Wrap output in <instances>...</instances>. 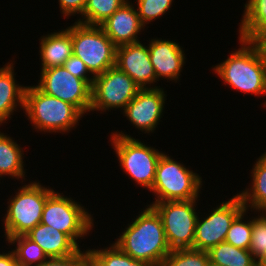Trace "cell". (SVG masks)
<instances>
[{
	"label": "cell",
	"mask_w": 266,
	"mask_h": 266,
	"mask_svg": "<svg viewBox=\"0 0 266 266\" xmlns=\"http://www.w3.org/2000/svg\"><path fill=\"white\" fill-rule=\"evenodd\" d=\"M250 212L253 213H251L252 235L249 251L252 253L253 257L260 262L266 255V212Z\"/></svg>",
	"instance_id": "cell-30"
},
{
	"label": "cell",
	"mask_w": 266,
	"mask_h": 266,
	"mask_svg": "<svg viewBox=\"0 0 266 266\" xmlns=\"http://www.w3.org/2000/svg\"><path fill=\"white\" fill-rule=\"evenodd\" d=\"M147 41L149 56L154 67L158 81L180 82L181 72L186 65V54L184 47L175 41L162 38H151ZM149 42V43H148Z\"/></svg>",
	"instance_id": "cell-14"
},
{
	"label": "cell",
	"mask_w": 266,
	"mask_h": 266,
	"mask_svg": "<svg viewBox=\"0 0 266 266\" xmlns=\"http://www.w3.org/2000/svg\"><path fill=\"white\" fill-rule=\"evenodd\" d=\"M259 266H266V255L264 258L259 262Z\"/></svg>",
	"instance_id": "cell-36"
},
{
	"label": "cell",
	"mask_w": 266,
	"mask_h": 266,
	"mask_svg": "<svg viewBox=\"0 0 266 266\" xmlns=\"http://www.w3.org/2000/svg\"><path fill=\"white\" fill-rule=\"evenodd\" d=\"M200 199L151 202L162 220L171 250L193 248Z\"/></svg>",
	"instance_id": "cell-9"
},
{
	"label": "cell",
	"mask_w": 266,
	"mask_h": 266,
	"mask_svg": "<svg viewBox=\"0 0 266 266\" xmlns=\"http://www.w3.org/2000/svg\"><path fill=\"white\" fill-rule=\"evenodd\" d=\"M209 262L208 252L186 248L171 250L162 266H207Z\"/></svg>",
	"instance_id": "cell-29"
},
{
	"label": "cell",
	"mask_w": 266,
	"mask_h": 266,
	"mask_svg": "<svg viewBox=\"0 0 266 266\" xmlns=\"http://www.w3.org/2000/svg\"><path fill=\"white\" fill-rule=\"evenodd\" d=\"M145 207V208H144ZM113 242L133 259L152 266H162L171 249L166 239L162 220L151 205H144Z\"/></svg>",
	"instance_id": "cell-1"
},
{
	"label": "cell",
	"mask_w": 266,
	"mask_h": 266,
	"mask_svg": "<svg viewBox=\"0 0 266 266\" xmlns=\"http://www.w3.org/2000/svg\"><path fill=\"white\" fill-rule=\"evenodd\" d=\"M189 167L164 151L157 163L154 184L149 191L155 196L152 202L199 199L205 181Z\"/></svg>",
	"instance_id": "cell-6"
},
{
	"label": "cell",
	"mask_w": 266,
	"mask_h": 266,
	"mask_svg": "<svg viewBox=\"0 0 266 266\" xmlns=\"http://www.w3.org/2000/svg\"><path fill=\"white\" fill-rule=\"evenodd\" d=\"M25 235L37 243L48 258L68 257L80 249L66 234L43 223H39Z\"/></svg>",
	"instance_id": "cell-19"
},
{
	"label": "cell",
	"mask_w": 266,
	"mask_h": 266,
	"mask_svg": "<svg viewBox=\"0 0 266 266\" xmlns=\"http://www.w3.org/2000/svg\"><path fill=\"white\" fill-rule=\"evenodd\" d=\"M86 248L89 252V266H152L145 261L133 259L111 242L103 248Z\"/></svg>",
	"instance_id": "cell-23"
},
{
	"label": "cell",
	"mask_w": 266,
	"mask_h": 266,
	"mask_svg": "<svg viewBox=\"0 0 266 266\" xmlns=\"http://www.w3.org/2000/svg\"><path fill=\"white\" fill-rule=\"evenodd\" d=\"M64 195L54 190L48 196L40 223L51 226L66 234L81 248L83 247V245H80L82 240H85V237L88 238L91 235L90 232L92 233V230H94L95 218L91 211L81 202H77L70 195Z\"/></svg>",
	"instance_id": "cell-7"
},
{
	"label": "cell",
	"mask_w": 266,
	"mask_h": 266,
	"mask_svg": "<svg viewBox=\"0 0 266 266\" xmlns=\"http://www.w3.org/2000/svg\"><path fill=\"white\" fill-rule=\"evenodd\" d=\"M100 27L117 47L139 42L141 32L146 30L134 3H124Z\"/></svg>",
	"instance_id": "cell-16"
},
{
	"label": "cell",
	"mask_w": 266,
	"mask_h": 266,
	"mask_svg": "<svg viewBox=\"0 0 266 266\" xmlns=\"http://www.w3.org/2000/svg\"><path fill=\"white\" fill-rule=\"evenodd\" d=\"M35 85L43 93L74 105L84 116L91 107V85L72 75L64 66L42 69ZM87 114V115H85Z\"/></svg>",
	"instance_id": "cell-12"
},
{
	"label": "cell",
	"mask_w": 266,
	"mask_h": 266,
	"mask_svg": "<svg viewBox=\"0 0 266 266\" xmlns=\"http://www.w3.org/2000/svg\"><path fill=\"white\" fill-rule=\"evenodd\" d=\"M12 59L0 67V127L5 123L8 124L15 112L24 110L26 85L16 80L17 73L14 66L16 61L14 57Z\"/></svg>",
	"instance_id": "cell-17"
},
{
	"label": "cell",
	"mask_w": 266,
	"mask_h": 266,
	"mask_svg": "<svg viewBox=\"0 0 266 266\" xmlns=\"http://www.w3.org/2000/svg\"><path fill=\"white\" fill-rule=\"evenodd\" d=\"M124 3L120 0H88L78 23L89 26H100L112 16Z\"/></svg>",
	"instance_id": "cell-26"
},
{
	"label": "cell",
	"mask_w": 266,
	"mask_h": 266,
	"mask_svg": "<svg viewBox=\"0 0 266 266\" xmlns=\"http://www.w3.org/2000/svg\"><path fill=\"white\" fill-rule=\"evenodd\" d=\"M209 261L218 266H259L249 250L222 242L208 251Z\"/></svg>",
	"instance_id": "cell-24"
},
{
	"label": "cell",
	"mask_w": 266,
	"mask_h": 266,
	"mask_svg": "<svg viewBox=\"0 0 266 266\" xmlns=\"http://www.w3.org/2000/svg\"><path fill=\"white\" fill-rule=\"evenodd\" d=\"M37 266H89V252L88 249L80 248L71 256L48 258L44 263Z\"/></svg>",
	"instance_id": "cell-31"
},
{
	"label": "cell",
	"mask_w": 266,
	"mask_h": 266,
	"mask_svg": "<svg viewBox=\"0 0 266 266\" xmlns=\"http://www.w3.org/2000/svg\"><path fill=\"white\" fill-rule=\"evenodd\" d=\"M23 113L32 129L42 134L70 133L84 117L74 105L43 93L35 83L26 86Z\"/></svg>",
	"instance_id": "cell-3"
},
{
	"label": "cell",
	"mask_w": 266,
	"mask_h": 266,
	"mask_svg": "<svg viewBox=\"0 0 266 266\" xmlns=\"http://www.w3.org/2000/svg\"><path fill=\"white\" fill-rule=\"evenodd\" d=\"M142 40L118 46L116 63L120 70L125 72L141 88H158V80L154 67L151 64L148 45ZM156 83V84H155Z\"/></svg>",
	"instance_id": "cell-15"
},
{
	"label": "cell",
	"mask_w": 266,
	"mask_h": 266,
	"mask_svg": "<svg viewBox=\"0 0 266 266\" xmlns=\"http://www.w3.org/2000/svg\"><path fill=\"white\" fill-rule=\"evenodd\" d=\"M207 266H218V265H215V264L209 262V264Z\"/></svg>",
	"instance_id": "cell-39"
},
{
	"label": "cell",
	"mask_w": 266,
	"mask_h": 266,
	"mask_svg": "<svg viewBox=\"0 0 266 266\" xmlns=\"http://www.w3.org/2000/svg\"><path fill=\"white\" fill-rule=\"evenodd\" d=\"M109 137L118 164L128 179L150 191L154 184L157 163L164 152L122 130L111 131Z\"/></svg>",
	"instance_id": "cell-5"
},
{
	"label": "cell",
	"mask_w": 266,
	"mask_h": 266,
	"mask_svg": "<svg viewBox=\"0 0 266 266\" xmlns=\"http://www.w3.org/2000/svg\"><path fill=\"white\" fill-rule=\"evenodd\" d=\"M8 243V244H7ZM6 244L14 246L10 248L19 266H37L44 263L48 257L42 248L26 235H17L6 240Z\"/></svg>",
	"instance_id": "cell-25"
},
{
	"label": "cell",
	"mask_w": 266,
	"mask_h": 266,
	"mask_svg": "<svg viewBox=\"0 0 266 266\" xmlns=\"http://www.w3.org/2000/svg\"><path fill=\"white\" fill-rule=\"evenodd\" d=\"M243 7L238 38L251 42L260 32L266 31V0H247Z\"/></svg>",
	"instance_id": "cell-22"
},
{
	"label": "cell",
	"mask_w": 266,
	"mask_h": 266,
	"mask_svg": "<svg viewBox=\"0 0 266 266\" xmlns=\"http://www.w3.org/2000/svg\"><path fill=\"white\" fill-rule=\"evenodd\" d=\"M141 88L117 66L94 77L91 87L90 112L101 114L111 110L123 111Z\"/></svg>",
	"instance_id": "cell-10"
},
{
	"label": "cell",
	"mask_w": 266,
	"mask_h": 266,
	"mask_svg": "<svg viewBox=\"0 0 266 266\" xmlns=\"http://www.w3.org/2000/svg\"><path fill=\"white\" fill-rule=\"evenodd\" d=\"M244 209L242 199L236 193L228 201L218 203L212 210L209 208L204 215L199 211L193 249L208 252L219 243L225 242L232 222Z\"/></svg>",
	"instance_id": "cell-11"
},
{
	"label": "cell",
	"mask_w": 266,
	"mask_h": 266,
	"mask_svg": "<svg viewBox=\"0 0 266 266\" xmlns=\"http://www.w3.org/2000/svg\"><path fill=\"white\" fill-rule=\"evenodd\" d=\"M38 49L39 60H41L40 70L63 66L73 54L71 25L65 29L43 34L39 39Z\"/></svg>",
	"instance_id": "cell-18"
},
{
	"label": "cell",
	"mask_w": 266,
	"mask_h": 266,
	"mask_svg": "<svg viewBox=\"0 0 266 266\" xmlns=\"http://www.w3.org/2000/svg\"><path fill=\"white\" fill-rule=\"evenodd\" d=\"M135 1V2H134ZM138 16L145 28H149V23L170 13L174 0H134ZM148 24V25H147Z\"/></svg>",
	"instance_id": "cell-28"
},
{
	"label": "cell",
	"mask_w": 266,
	"mask_h": 266,
	"mask_svg": "<svg viewBox=\"0 0 266 266\" xmlns=\"http://www.w3.org/2000/svg\"><path fill=\"white\" fill-rule=\"evenodd\" d=\"M60 8V13L63 18L70 19L69 17L77 18L82 16L88 0H57ZM80 15V16H79Z\"/></svg>",
	"instance_id": "cell-33"
},
{
	"label": "cell",
	"mask_w": 266,
	"mask_h": 266,
	"mask_svg": "<svg viewBox=\"0 0 266 266\" xmlns=\"http://www.w3.org/2000/svg\"><path fill=\"white\" fill-rule=\"evenodd\" d=\"M250 171L251 183L242 191H237L245 209L266 212V152L261 153Z\"/></svg>",
	"instance_id": "cell-21"
},
{
	"label": "cell",
	"mask_w": 266,
	"mask_h": 266,
	"mask_svg": "<svg viewBox=\"0 0 266 266\" xmlns=\"http://www.w3.org/2000/svg\"><path fill=\"white\" fill-rule=\"evenodd\" d=\"M251 43L257 48L260 57L266 62V31L260 32Z\"/></svg>",
	"instance_id": "cell-34"
},
{
	"label": "cell",
	"mask_w": 266,
	"mask_h": 266,
	"mask_svg": "<svg viewBox=\"0 0 266 266\" xmlns=\"http://www.w3.org/2000/svg\"><path fill=\"white\" fill-rule=\"evenodd\" d=\"M72 75L77 78L86 80L91 86L94 77L90 74L85 63L73 54L65 61L63 65Z\"/></svg>",
	"instance_id": "cell-32"
},
{
	"label": "cell",
	"mask_w": 266,
	"mask_h": 266,
	"mask_svg": "<svg viewBox=\"0 0 266 266\" xmlns=\"http://www.w3.org/2000/svg\"><path fill=\"white\" fill-rule=\"evenodd\" d=\"M239 47L220 63L212 65V71L229 88L243 95L266 97V62L257 48L249 41L238 38Z\"/></svg>",
	"instance_id": "cell-2"
},
{
	"label": "cell",
	"mask_w": 266,
	"mask_h": 266,
	"mask_svg": "<svg viewBox=\"0 0 266 266\" xmlns=\"http://www.w3.org/2000/svg\"><path fill=\"white\" fill-rule=\"evenodd\" d=\"M72 52L86 65L93 77L115 66L117 46L100 26L78 22L71 25Z\"/></svg>",
	"instance_id": "cell-8"
},
{
	"label": "cell",
	"mask_w": 266,
	"mask_h": 266,
	"mask_svg": "<svg viewBox=\"0 0 266 266\" xmlns=\"http://www.w3.org/2000/svg\"><path fill=\"white\" fill-rule=\"evenodd\" d=\"M122 3H132L131 0H120Z\"/></svg>",
	"instance_id": "cell-37"
},
{
	"label": "cell",
	"mask_w": 266,
	"mask_h": 266,
	"mask_svg": "<svg viewBox=\"0 0 266 266\" xmlns=\"http://www.w3.org/2000/svg\"><path fill=\"white\" fill-rule=\"evenodd\" d=\"M6 134L0 131V180L10 177L14 181L18 180L21 181L20 183H24L28 181L27 178L25 179L27 169H24L26 166L24 147L9 134Z\"/></svg>",
	"instance_id": "cell-20"
},
{
	"label": "cell",
	"mask_w": 266,
	"mask_h": 266,
	"mask_svg": "<svg viewBox=\"0 0 266 266\" xmlns=\"http://www.w3.org/2000/svg\"><path fill=\"white\" fill-rule=\"evenodd\" d=\"M262 105H263V107H266V100H264V102L261 103V107H262Z\"/></svg>",
	"instance_id": "cell-38"
},
{
	"label": "cell",
	"mask_w": 266,
	"mask_h": 266,
	"mask_svg": "<svg viewBox=\"0 0 266 266\" xmlns=\"http://www.w3.org/2000/svg\"><path fill=\"white\" fill-rule=\"evenodd\" d=\"M40 182L29 179L27 184L21 183L15 195L11 194L7 199V210L1 219L5 241L17 235H25L41 222L46 199L54 189Z\"/></svg>",
	"instance_id": "cell-4"
},
{
	"label": "cell",
	"mask_w": 266,
	"mask_h": 266,
	"mask_svg": "<svg viewBox=\"0 0 266 266\" xmlns=\"http://www.w3.org/2000/svg\"><path fill=\"white\" fill-rule=\"evenodd\" d=\"M248 211V209H244L234 219L225 238L226 243L244 250H249L252 235V217Z\"/></svg>",
	"instance_id": "cell-27"
},
{
	"label": "cell",
	"mask_w": 266,
	"mask_h": 266,
	"mask_svg": "<svg viewBox=\"0 0 266 266\" xmlns=\"http://www.w3.org/2000/svg\"><path fill=\"white\" fill-rule=\"evenodd\" d=\"M165 88L140 89L136 96L127 104L122 114L137 130L150 135L162 122L167 103Z\"/></svg>",
	"instance_id": "cell-13"
},
{
	"label": "cell",
	"mask_w": 266,
	"mask_h": 266,
	"mask_svg": "<svg viewBox=\"0 0 266 266\" xmlns=\"http://www.w3.org/2000/svg\"><path fill=\"white\" fill-rule=\"evenodd\" d=\"M0 266H18L17 260L13 251L10 249L9 251L0 252Z\"/></svg>",
	"instance_id": "cell-35"
}]
</instances>
